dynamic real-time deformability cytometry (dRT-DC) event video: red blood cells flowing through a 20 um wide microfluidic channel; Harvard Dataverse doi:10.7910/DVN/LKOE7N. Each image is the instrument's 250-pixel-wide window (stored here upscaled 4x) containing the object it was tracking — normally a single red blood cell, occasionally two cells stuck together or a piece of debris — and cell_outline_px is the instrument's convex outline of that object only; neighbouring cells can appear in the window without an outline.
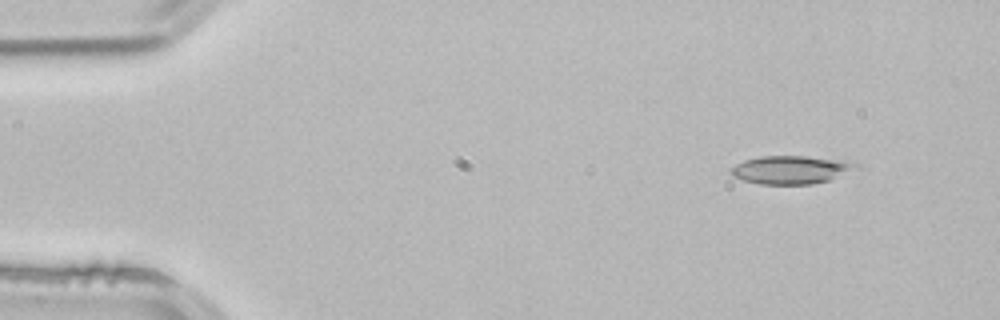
{"species": "common noctule bat (a hibernating species)", "species_latin": "Nyctalus noctula", "temperature_condition": "room temperature", "stored_images_in_passage": 4, "segment_of_instrument_passage": [1, 2], "camera_frame_rate_fps": 3000, "um_per_image_px": 0.085, "animal": {"sex": "male", "body_mass_g": 21.5, "forearm_length_mm": 52.0}, "frame": {"image": 1, "passage_image": 1, "time_ms": 0.0, "image_size_px": [1000, 320], "cell_outline_px": [[860, 168], [828, 180], [812, 184], [760, 184], [744, 180], [732, 176], [728, 168], [744, 160], [760, 156], [804, 156], [844, 160], [860, 164]], "centroid_in_image_um": [67.22, 14.42], "position_along_channel_um": 17.8, "area_um2": 20.63}}
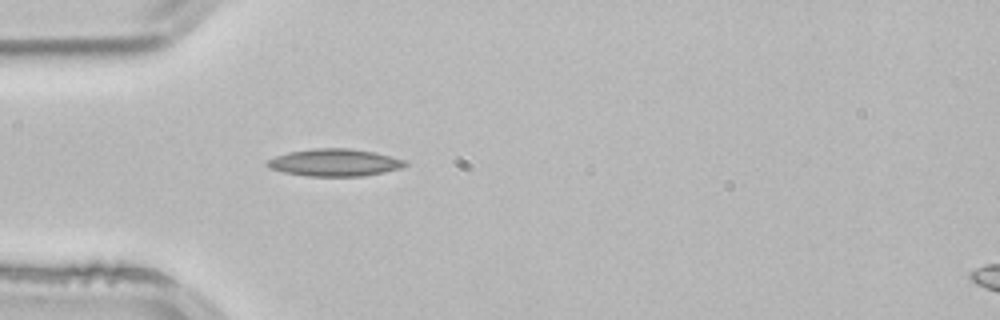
{"frame": {"image": 2, "passage_image": 3, "time_ms": 0.667, "image_size_px": [1000, 320], "cell_outline_px": [[408, 164], [400, 168], [384, 172], [364, 176], [308, 176], [284, 172], [268, 168], [264, 164], [268, 160], [276, 156], [288, 152], [316, 148], [348, 148], [372, 152], [404, 160]], "centroid_in_image_um": [28.39, 13.82], "position_along_channel_um": 56.6, "area_um2": 21.73}}